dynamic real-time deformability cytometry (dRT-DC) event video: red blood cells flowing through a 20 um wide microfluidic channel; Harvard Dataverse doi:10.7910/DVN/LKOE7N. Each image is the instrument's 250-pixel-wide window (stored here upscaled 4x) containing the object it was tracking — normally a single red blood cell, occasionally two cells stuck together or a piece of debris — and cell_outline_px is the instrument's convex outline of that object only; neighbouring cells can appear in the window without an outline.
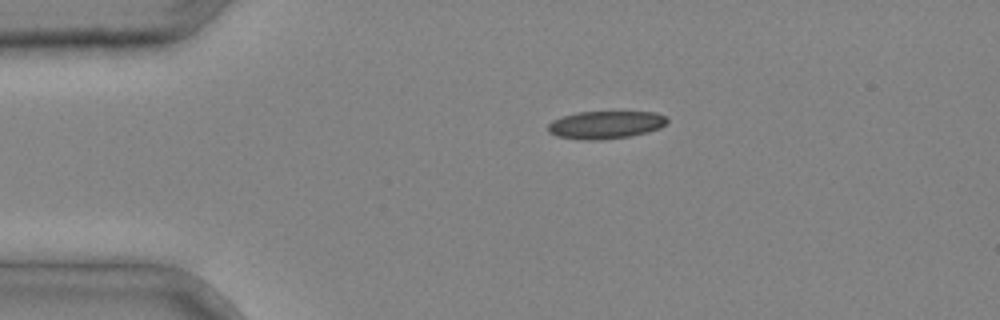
{"species": "common noctule bat (a hibernating species)", "species_latin": "Nyctalus noctula", "temperature_condition": "cold", "stored_images_in_passage": 2, "camera_frame_rate_fps": 3000, "um_per_image_px": 0.085, "animal": {"sex": "male", "body_mass_g": 20.4}, "frame": {"image": 1, "passage_image": 1, "time_ms": 0.0, "image_size_px": [1000, 320], "cell_outline_px": [[668, 120], [660, 128], [648, 132], [632, 136], [600, 140], [580, 140], [556, 136], [548, 132], [548, 124], [552, 120], [576, 112], [656, 112], [664, 116]], "centroid_in_image_um": [51.45, 10.62], "position_along_channel_um": 33.6, "area_um2": 19.36}}